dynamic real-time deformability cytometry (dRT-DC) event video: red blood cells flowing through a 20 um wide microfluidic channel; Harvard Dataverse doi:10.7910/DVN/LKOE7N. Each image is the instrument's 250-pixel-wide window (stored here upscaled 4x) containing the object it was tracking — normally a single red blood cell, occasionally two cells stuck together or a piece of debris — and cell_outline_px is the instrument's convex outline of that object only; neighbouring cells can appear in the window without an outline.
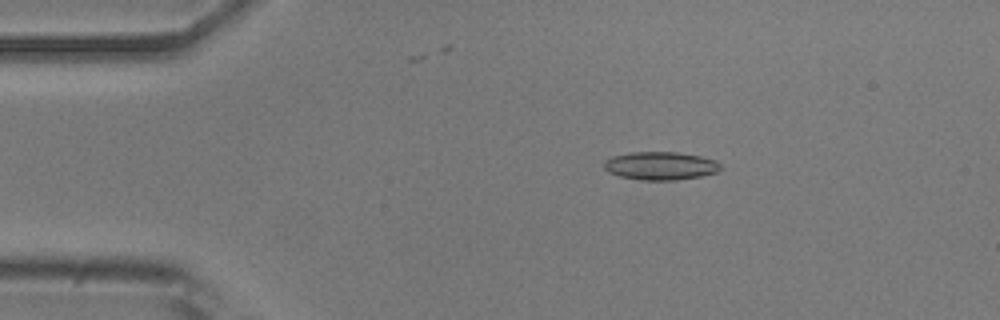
{"species": "common noctule bat (a hibernating species)", "species_latin": "Nyctalus noctula", "temperature_condition": "room temperature", "stored_images_in_passage": 53, "camera_frame_rate_fps": 3000, "um_per_image_px": 0.085, "animal": {"sex": "male", "body_mass_g": 20.5, "forearm_length_mm": 52.5}, "frame": {"image": 1, "passage_image": 9, "time_ms": 2.667, "image_size_px": [1000, 320], "cell_outline_px": [[720, 168], [716, 172], [700, 176], [676, 180], [640, 180], [620, 176], [608, 172], [604, 168], [604, 160], [612, 156], [628, 152], [676, 152], [700, 156], [716, 160], [720, 164]], "centroid_in_image_um": [56.1, 14.09], "position_along_channel_um": 28.9, "area_um2": 19.13}}
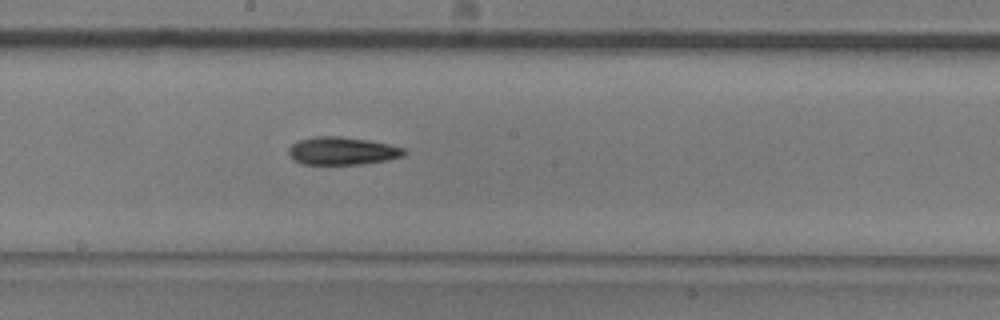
{"frame": {"image": 2, "passage_image": 28, "time_ms": 9.0, "image_size_px": [1000, 320], "cell_outline_px": [[408, 152], [404, 156], [388, 160], [364, 164], [304, 164], [288, 156], [288, 148], [292, 144], [300, 140], [312, 136], [340, 136], [368, 140], [388, 144], [404, 148]], "centroid_in_image_um": [29.11, 12.82], "position_along_channel_um": 219.1, "area_um2": 18.84}}
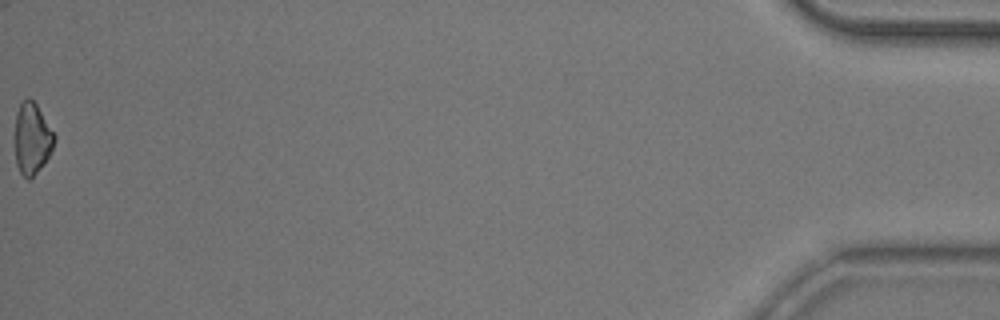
{"frame": {"image": 3, "passage_image": 53, "time_ms": 17.333, "image_size_px": [1000, 320], "cell_outline_px": [[56, 140], [44, 164], [28, 180], [20, 172], [16, 164], [16, 112], [20, 104], [28, 96], [36, 104], [56, 136]], "centroid_in_image_um": [2.73, 11.77], "position_along_channel_um": 432.5, "area_um2": 16.07}, "authors_computed_cell_mechanics": {"area_um2": 18.4382, "velocity_mm_per_s": 3.7966, "shape_relaxation_time_tau1_ms": 4.7336, "shape_relaxation_time_tau2_ms": null, "deformation_change_tau1": 0.1439, "deformation_change_tau2": null}}